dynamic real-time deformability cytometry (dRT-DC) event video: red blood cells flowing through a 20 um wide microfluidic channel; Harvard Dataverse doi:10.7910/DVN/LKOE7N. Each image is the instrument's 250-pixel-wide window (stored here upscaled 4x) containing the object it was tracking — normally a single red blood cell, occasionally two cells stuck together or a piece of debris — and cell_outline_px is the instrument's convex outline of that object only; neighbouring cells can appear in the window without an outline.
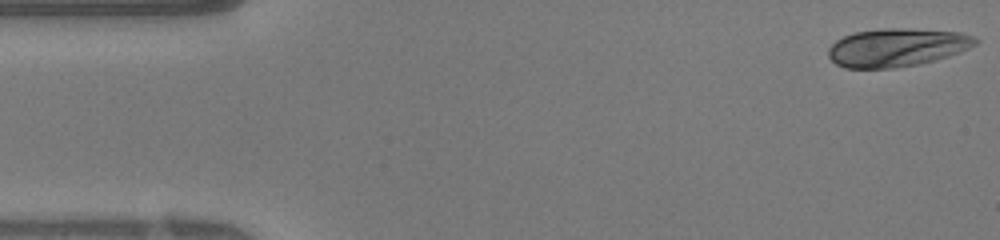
{"species": "human", "species_latin": "Homo sapiens", "temperature_condition": "warm", "stored_images_in_passage": 46, "camera_frame_rate_fps": 3000, "um_per_image_px": 0.085, "donor": {"sex": "female"}, "frame": {"image": 1, "passage_image": 1, "time_ms": 0.0, "image_size_px": [1000, 240], "cell_outline_px": [[980, 40], [976, 44], [960, 52], [948, 56], [920, 64], [892, 68], [844, 68], [836, 64], [828, 56], [828, 48], [836, 40], [852, 32], [884, 28], [908, 28], [960, 32], [976, 36]], "centroid_in_image_um": [76.24, 4.02], "position_along_channel_um": 8.8, "area_um2": 33.0}}
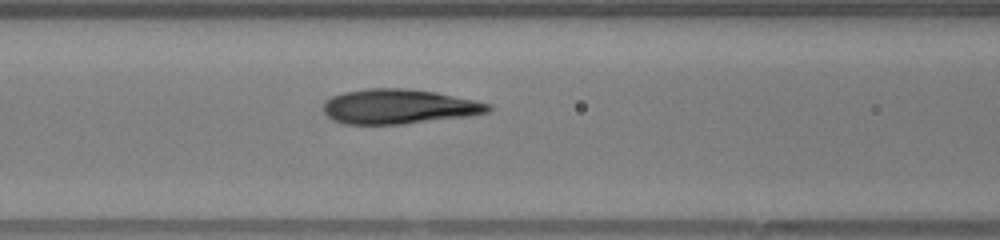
{"frame": {"image": 2, "passage_image": 18, "time_ms": 5.667, "image_size_px": [1000, 240], "cell_outline_px": [[492, 108], [488, 112], [472, 116], [404, 124], [344, 124], [332, 120], [324, 112], [324, 104], [332, 96], [344, 92], [368, 88], [404, 88], [436, 92], [476, 100], [492, 104]], "centroid_in_image_um": [33.95, 9.06], "position_along_channel_um": 132.6, "area_um2": 33.58}}
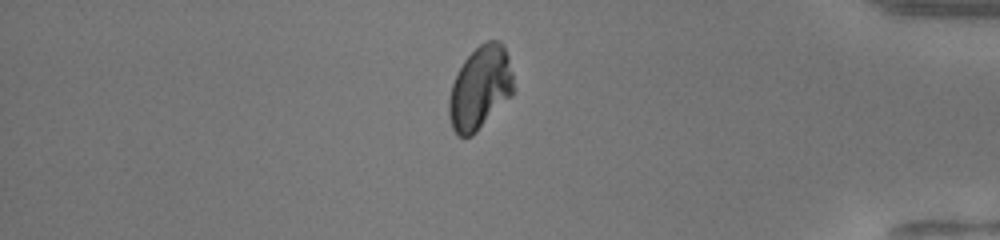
{"frame": {"image": 3, "passage_image": 39, "time_ms": 12.667, "image_size_px": [1000, 240], "cell_outline_px": [[512, 96], [472, 136], [456, 136], [452, 128], [448, 116], [448, 100], [452, 84], [464, 60], [480, 44], [488, 40], [500, 40], [504, 44], [508, 56], [512, 72]], "centroid_in_image_um": [40.8, 7.48], "position_along_channel_um": 394.4, "area_um2": 31.27}, "authors_computed_cell_mechanics": {"area_um2": 32.2235, "velocity_mm_per_s": 4.2705, "shape_relaxation_time_tau1_ms": 3.8724, "shape_relaxation_time_tau2_ms": 0.6991, "deformation_change_tau1": 0.1849, "deformation_change_tau2": 0.04}}